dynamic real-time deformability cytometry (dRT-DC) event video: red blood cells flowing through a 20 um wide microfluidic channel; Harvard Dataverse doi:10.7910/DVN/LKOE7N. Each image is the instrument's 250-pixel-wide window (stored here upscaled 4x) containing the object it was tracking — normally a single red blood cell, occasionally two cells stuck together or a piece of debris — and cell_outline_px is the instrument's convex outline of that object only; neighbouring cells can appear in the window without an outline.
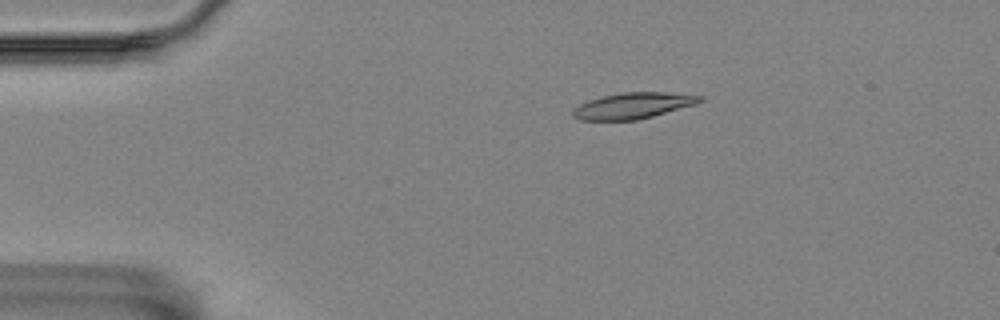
{"species": "Egyptian fruit bat (a non-hibernating species)", "species_latin": "Rousettus aegyptiacus", "temperature_condition": "room temperature", "stored_images_in_passage": 6, "camera_frame_rate_fps": 3000, "um_per_image_px": 0.085, "animal": {"sex": "female"}, "frame": {"image": 1, "passage_image": 3, "time_ms": 0.667, "image_size_px": [1000, 320], "cell_outline_px": [[704, 100], [696, 104], [652, 116], [636, 120], [580, 120], [572, 116], [572, 108], [588, 100], [604, 96], [624, 92], [664, 92], [704, 96]], "centroid_in_image_um": [53.79, 8.98], "position_along_channel_um": 31.2, "area_um2": 19.19}}
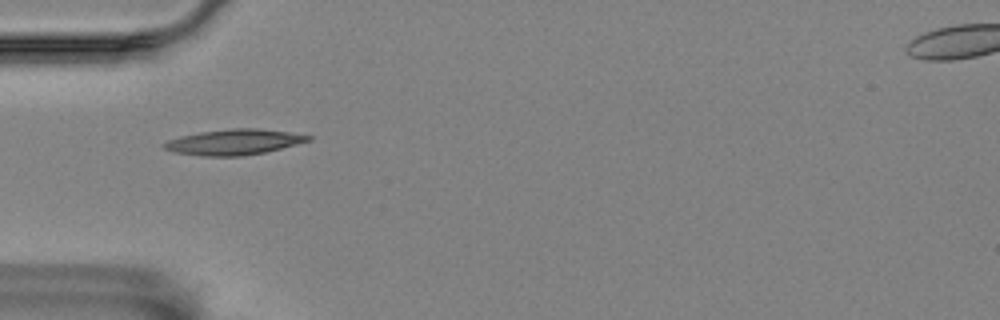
{"frame": {"image": 2, "passage_image": 5, "time_ms": 1.333, "image_size_px": [1000, 320], "cell_outline_px": [[312, 140], [264, 152], [240, 156], [204, 156], [172, 152], [164, 148], [160, 144], [168, 140], [180, 136], [200, 132], [232, 128], [256, 128], [288, 132], [312, 136]], "centroid_in_image_um": [19.84, 12.07], "position_along_channel_um": 65.2, "area_um2": 21.33}}
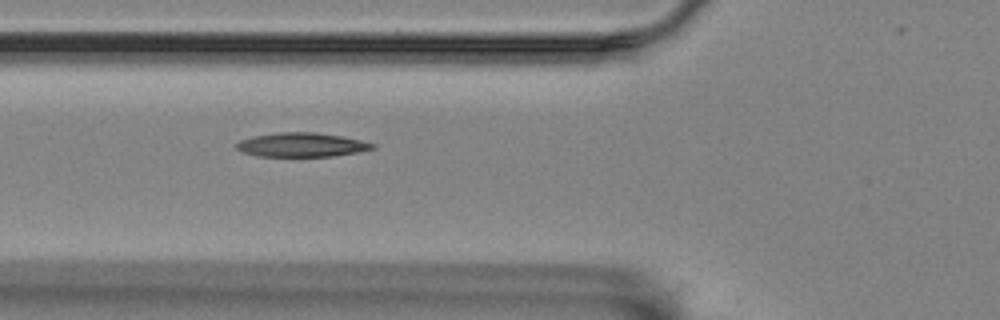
{"frame": {"image": 3, "passage_image": 6, "time_ms": 1.667, "image_size_px": [1000, 320], "cell_outline_px": [[376, 148], [356, 152], [332, 156], [256, 156], [240, 152], [236, 148], [236, 144], [240, 140], [252, 136], [276, 132], [316, 132], [340, 136], [360, 140], [376, 144]], "centroid_in_image_um": [25.59, 12.3], "position_along_channel_um": 100.2, "area_um2": 19.13}}